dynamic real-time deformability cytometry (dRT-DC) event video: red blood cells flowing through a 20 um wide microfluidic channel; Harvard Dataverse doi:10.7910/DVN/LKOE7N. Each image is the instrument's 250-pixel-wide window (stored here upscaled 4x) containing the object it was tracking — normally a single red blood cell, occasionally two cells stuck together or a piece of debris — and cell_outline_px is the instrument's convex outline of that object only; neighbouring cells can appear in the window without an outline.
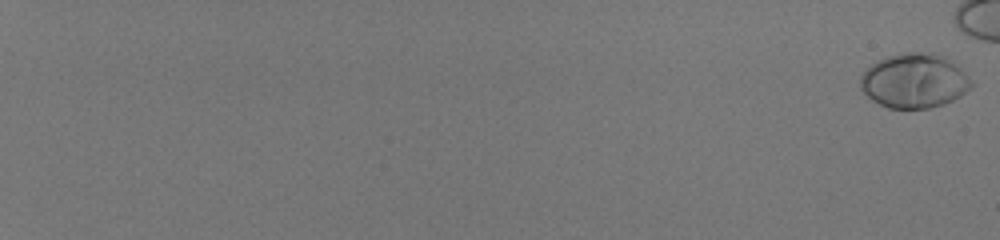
{"species": "human", "species_latin": "Homo sapiens", "temperature_condition": "room temperature", "stored_images_in_passage": 57, "camera_frame_rate_fps": 3000, "um_per_image_px": 0.085, "donor": {"sex": "male"}, "frame": {"image": 1, "passage_image": 1, "time_ms": 0.0, "image_size_px": [1000, 240], "cell_outline_px": [[976, 84], [960, 96], [944, 104], [928, 108], [888, 108], [872, 100], [860, 88], [860, 76], [872, 64], [888, 56], [900, 52], [932, 52], [944, 56], [952, 60]], "centroid_in_image_um": [77.74, 6.86], "position_along_channel_um": 7.3, "area_um2": 35.37}}
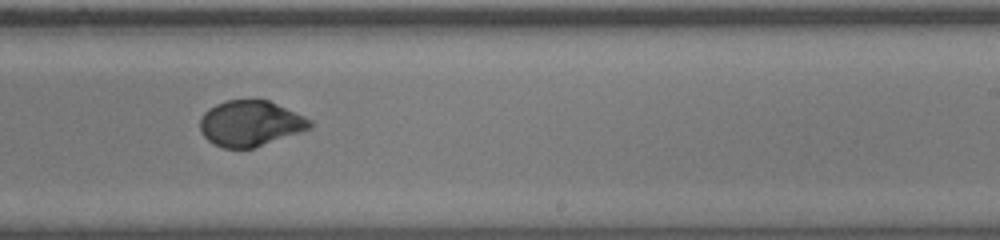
{"frame": {"image": 2, "passage_image": 43, "time_ms": 14.0, "image_size_px": [1000, 240], "cell_outline_px": [[312, 128], [252, 148], [224, 148], [208, 140], [200, 132], [200, 116], [208, 108], [216, 104], [228, 100], [268, 100], [304, 116], [312, 120]], "centroid_in_image_um": [21.26, 10.48], "position_along_channel_um": 267.7, "area_um2": 29.02}}
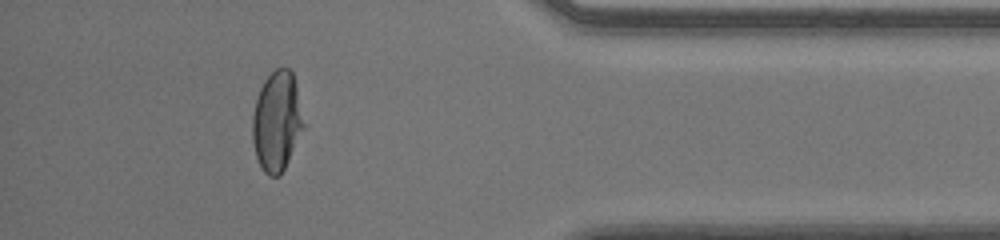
{"frame": {"image": 3, "passage_image": 55, "time_ms": 18.0, "image_size_px": [1000, 240], "cell_outline_px": [[304, 128], [280, 176], [268, 176], [264, 172], [256, 156], [252, 140], [252, 116], [256, 100], [260, 88], [264, 80], [276, 68], [288, 68], [292, 72], [296, 88], [304, 124]], "centroid_in_image_um": [23.51, 10.32], "position_along_channel_um": 411.7, "area_um2": 29.36}}